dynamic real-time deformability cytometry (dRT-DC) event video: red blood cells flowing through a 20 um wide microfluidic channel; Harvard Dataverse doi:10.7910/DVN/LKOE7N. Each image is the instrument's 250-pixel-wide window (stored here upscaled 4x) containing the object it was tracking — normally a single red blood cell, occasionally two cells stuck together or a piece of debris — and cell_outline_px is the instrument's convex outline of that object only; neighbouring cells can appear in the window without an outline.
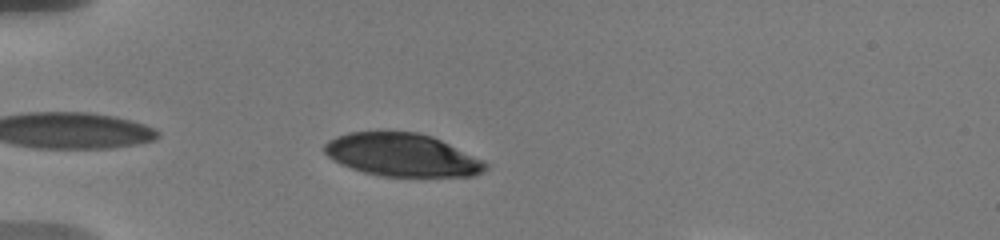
{"species": "human", "species_latin": "Homo sapiens", "temperature_condition": "warm", "stored_images_in_passage": 10, "camera_frame_rate_fps": 3000, "um_per_image_px": 0.085, "donor": {"sex": "male"}, "frame": {"image": 1, "passage_image": 4, "time_ms": 1.0, "image_size_px": [1000, 240], "cell_outline_px": [[488, 168], [484, 172], [472, 176], [380, 176], [364, 172], [340, 164], [332, 160], [324, 152], [324, 144], [328, 140], [336, 136], [348, 132], [416, 132], [432, 136], [488, 164]], "centroid_in_image_um": [34.12, 13.17], "position_along_channel_um": 50.9, "area_um2": 39.88}}
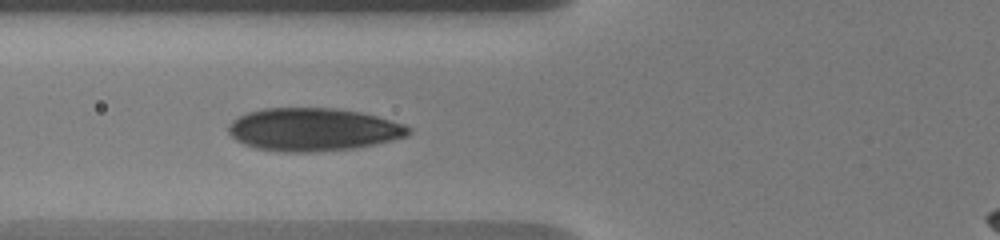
{"frame": {"image": 2, "passage_image": 9, "time_ms": 3.0, "image_size_px": [1000, 240], "cell_outline_px": [[412, 132], [408, 136], [376, 144], [352, 148], [312, 152], [284, 152], [256, 148], [244, 144], [236, 140], [228, 132], [228, 124], [232, 120], [248, 112], [264, 108], [336, 108], [360, 112], [376, 116], [404, 124], [412, 128]], "centroid_in_image_um": [26.62, 11.01], "position_along_channel_um": 99.2, "area_um2": 45.08}}